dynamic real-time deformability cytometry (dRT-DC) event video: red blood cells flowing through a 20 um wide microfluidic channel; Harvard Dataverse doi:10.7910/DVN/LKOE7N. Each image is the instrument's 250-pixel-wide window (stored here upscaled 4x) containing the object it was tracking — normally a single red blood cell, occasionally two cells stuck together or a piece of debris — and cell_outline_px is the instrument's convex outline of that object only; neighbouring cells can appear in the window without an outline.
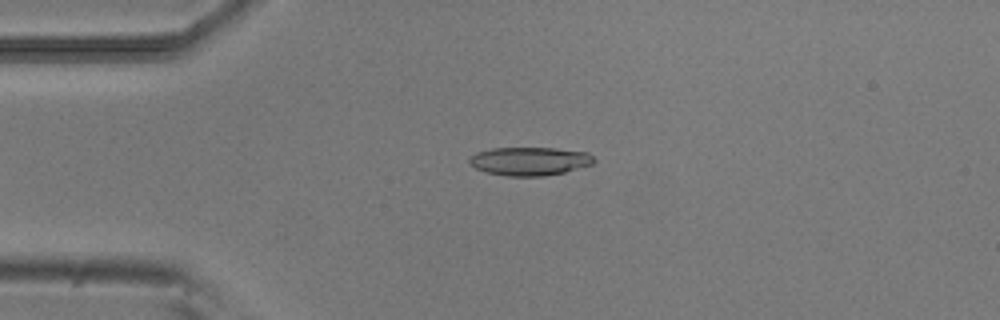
{"species": "common noctule bat (a hibernating species)", "species_latin": "Nyctalus noctula", "temperature_condition": "room temperature", "stored_images_in_passage": 52, "camera_frame_rate_fps": 3000, "um_per_image_px": 0.085, "animal": {"sex": "male", "body_mass_g": 20.5, "forearm_length_mm": 52.5}, "frame": {"image": 1, "passage_image": 12, "time_ms": 3.667, "image_size_px": [1000, 320], "cell_outline_px": [[596, 160], [592, 164], [564, 172], [544, 176], [508, 176], [488, 172], [476, 168], [468, 160], [476, 152], [492, 148], [556, 148], [588, 152]], "centroid_in_image_um": [45.05, 13.69], "position_along_channel_um": 39.9, "area_um2": 20.46}}
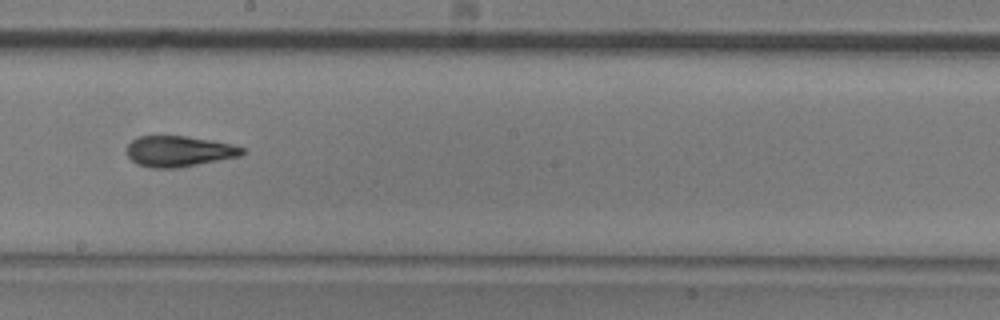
{"frame": {"image": 2, "passage_image": 29, "time_ms": 9.333, "image_size_px": [1000, 320], "cell_outline_px": [[244, 152], [240, 156], [176, 168], [152, 168], [136, 164], [128, 156], [128, 144], [132, 140], [140, 136], [184, 136], [212, 140], [232, 144], [244, 148]], "centroid_in_image_um": [15.2, 12.86], "position_along_channel_um": 233.0, "area_um2": 20.52}}
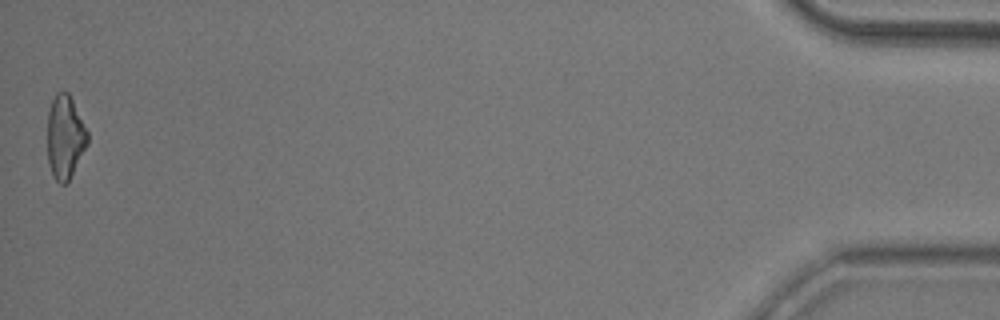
{"frame": {"image": 3, "passage_image": 52, "time_ms": 17.0, "image_size_px": [1000, 320], "cell_outline_px": [[88, 144], [68, 180], [64, 184], [60, 184], [52, 176], [48, 164], [48, 112], [52, 100], [56, 92], [68, 92], [88, 132]], "centroid_in_image_um": [5.52, 11.66], "position_along_channel_um": 429.7, "area_um2": 19.31}, "authors_computed_cell_mechanics": {"area_um2": 20.4612, "velocity_mm_per_s": 3.8264, "shape_relaxation_time_tau1_ms": 4.0482, "shape_relaxation_time_tau2_ms": 3.0043, "deformation_change_tau1": 0.1629, "deformation_change_tau2": 0.1182}}